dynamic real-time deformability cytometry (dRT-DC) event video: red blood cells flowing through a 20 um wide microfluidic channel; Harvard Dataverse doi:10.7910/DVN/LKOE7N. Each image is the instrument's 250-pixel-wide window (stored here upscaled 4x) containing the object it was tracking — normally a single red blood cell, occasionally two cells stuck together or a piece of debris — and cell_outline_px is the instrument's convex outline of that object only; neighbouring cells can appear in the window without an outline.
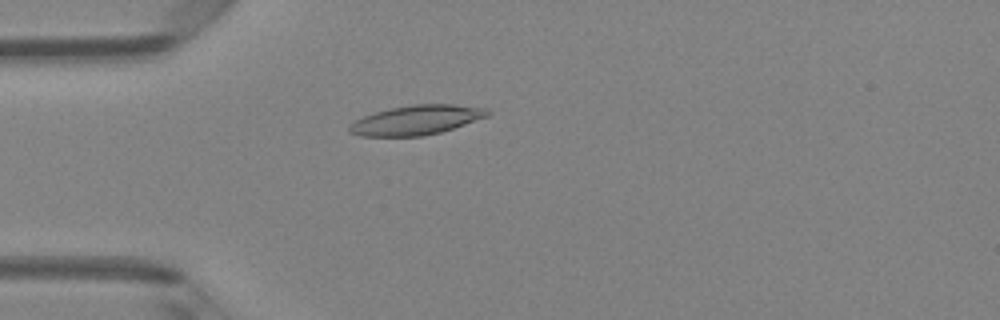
{"species": "Egyptian fruit bat (a non-hibernating species)", "species_latin": "Rousettus aegyptiacus", "temperature_condition": "room temperature", "stored_images_in_passage": 49, "camera_frame_rate_fps": 3000, "um_per_image_px": 0.085, "animal": {"sex": "female"}, "frame": {"image": 1, "passage_image": 14, "time_ms": 4.333, "image_size_px": [1000, 320], "cell_outline_px": [[492, 112], [488, 116], [440, 132], [420, 136], [360, 136], [348, 132], [348, 128], [356, 120], [364, 116], [376, 112], [392, 108], [412, 104], [456, 104], [488, 108]], "centroid_in_image_um": [35.42, 10.19], "position_along_channel_um": 49.6, "area_um2": 23.58}}
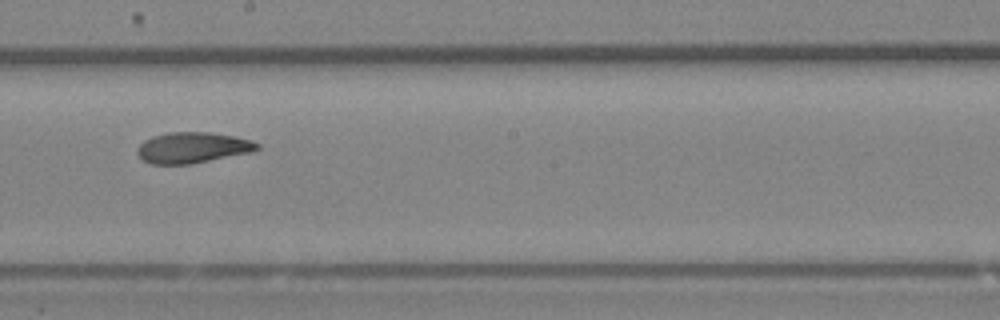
{"frame": {"image": 2, "passage_image": 28, "time_ms": 9.0, "image_size_px": [1000, 320], "cell_outline_px": [[260, 148], [252, 152], [192, 164], [152, 164], [144, 160], [136, 152], [140, 144], [144, 140], [152, 136], [168, 132], [208, 132], [236, 136], [252, 140], [260, 144]], "centroid_in_image_um": [16.4, 12.54], "position_along_channel_um": 231.8, "area_um2": 21.68}}
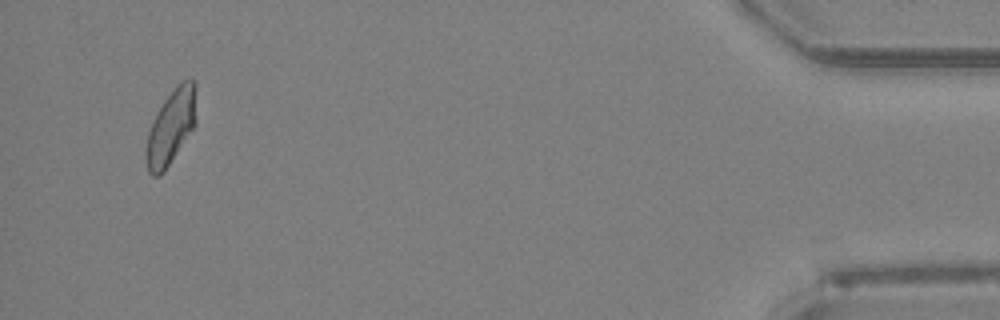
{"frame": {"image": 3, "passage_image": 47, "time_ms": 15.333, "image_size_px": [1000, 320], "cell_outline_px": [[196, 124], [164, 172], [160, 176], [152, 176], [148, 172], [144, 160], [144, 152], [148, 132], [156, 112], [164, 100], [176, 84], [180, 80], [196, 80]], "centroid_in_image_um": [14.52, 10.79], "position_along_channel_um": 420.7, "area_um2": 22.37}, "authors_computed_cell_mechanics": {"area_um2": 21.8484, "velocity_mm_per_s": 4.1877, "shape_relaxation_time_tau1_ms": 7.6074, "shape_relaxation_time_tau2_ms": 2.9853, "deformation_change_tau1": 0.2026, "deformation_change_tau2": 0.0948}}